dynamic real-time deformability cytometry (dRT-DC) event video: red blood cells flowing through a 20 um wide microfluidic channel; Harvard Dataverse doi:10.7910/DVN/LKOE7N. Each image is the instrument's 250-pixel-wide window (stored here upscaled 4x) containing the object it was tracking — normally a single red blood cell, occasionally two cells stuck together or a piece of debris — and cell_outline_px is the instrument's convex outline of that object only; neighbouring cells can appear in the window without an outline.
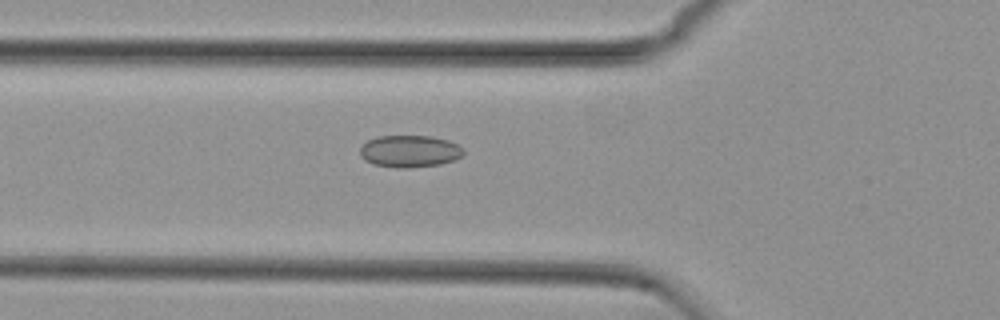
{"species": "common noctule bat (a hibernating species)", "species_latin": "Nyctalus noctula", "temperature_condition": "cold", "stored_images_in_passage": 38, "camera_frame_rate_fps": 3000, "um_per_image_px": 0.085, "animal": {"sex": "female", "body_mass_g": 29.2, "forearm_length_mm": 56.3}, "frame": {"image": 1, "passage_image": 3, "time_ms": 0.667, "image_size_px": [1000, 320], "cell_outline_px": [[464, 152], [460, 156], [452, 160], [440, 164], [408, 168], [400, 168], [376, 164], [364, 160], [360, 156], [360, 148], [368, 140], [376, 136], [428, 136], [448, 140], [456, 144]], "centroid_in_image_um": [34.78, 12.85], "position_along_channel_um": 91.0, "area_um2": 19.02}}
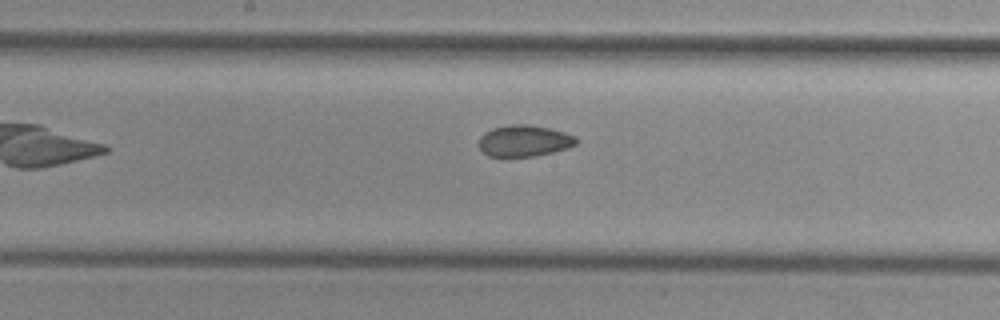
{"frame": {"image": 2, "passage_image": 12, "time_ms": 3.667, "image_size_px": [1000, 320], "cell_outline_px": [[576, 144], [568, 148], [536, 156], [488, 156], [480, 148], [480, 136], [484, 132], [492, 128], [508, 124], [528, 124], [552, 128], [576, 136]], "centroid_in_image_um": [44.57, 11.95], "position_along_channel_um": 203.6, "area_um2": 17.86}}
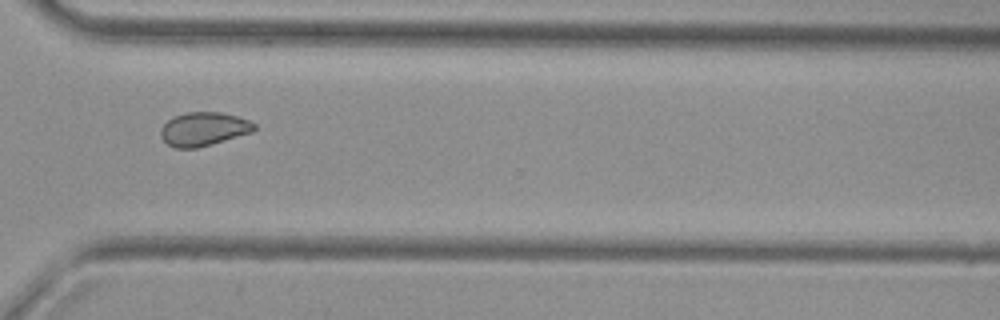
{"frame": {"image": 3, "passage_image": 24, "time_ms": 7.667, "image_size_px": [1000, 320], "cell_outline_px": [[256, 128], [252, 132], [212, 144], [196, 148], [176, 148], [168, 144], [160, 136], [160, 128], [172, 116], [188, 112], [220, 112], [236, 116], [248, 120], [256, 124]], "centroid_in_image_um": [17.29, 10.96], "position_along_channel_um": 353.3, "area_um2": 18.32}, "authors_computed_cell_mechanics": {"area_um2": 18.496, "velocity_mm_per_s": 3.7399, "shape_relaxation_time_tau1_ms": null, "shape_relaxation_time_tau2_ms": 2.6694, "deformation_change_tau1": null, "deformation_change_tau2": 0.061}}